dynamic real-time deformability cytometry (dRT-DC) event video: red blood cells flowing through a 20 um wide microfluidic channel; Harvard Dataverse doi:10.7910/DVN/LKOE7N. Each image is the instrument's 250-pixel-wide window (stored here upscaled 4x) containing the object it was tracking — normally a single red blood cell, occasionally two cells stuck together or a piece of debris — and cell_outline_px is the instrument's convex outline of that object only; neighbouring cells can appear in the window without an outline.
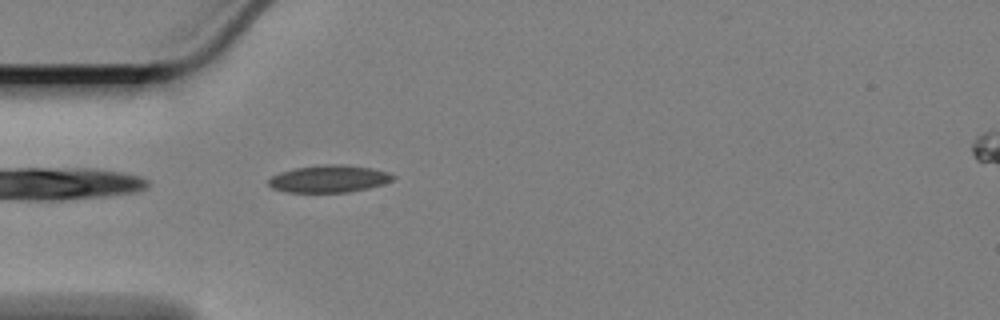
{"species": "Egyptian fruit bat (a non-hibernating species)", "species_latin": "Rousettus aegyptiacus", "temperature_condition": "cold", "stored_images_in_passage": 43, "camera_frame_rate_fps": 3000, "um_per_image_px": 0.085, "animal": {"sex": "female"}, "frame": {"image": 1, "passage_image": 1, "time_ms": 0.0, "image_size_px": [1000, 320], "cell_outline_px": [[396, 176], [392, 180], [384, 184], [368, 188], [348, 192], [288, 192], [272, 188], [268, 184], [268, 180], [272, 176], [280, 172], [296, 168], [324, 164], [340, 164], [372, 168], [388, 172]], "centroid_in_image_um": [27.98, 15.2], "position_along_channel_um": 57.0, "area_um2": 19.71}}
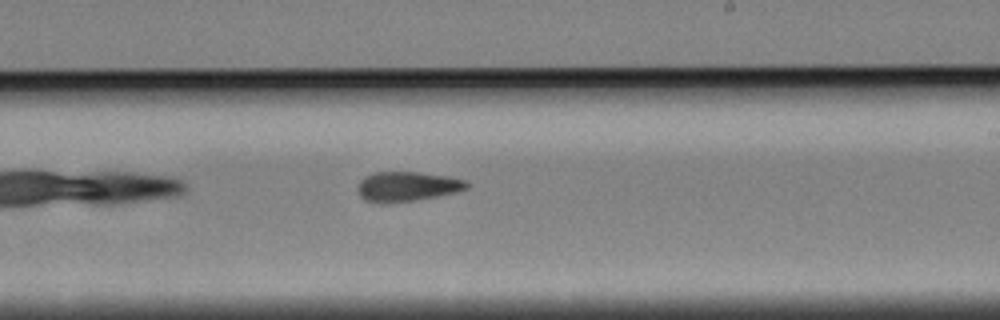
{"frame": {"image": 2, "passage_image": 19, "time_ms": 6.0, "image_size_px": [1000, 320], "cell_outline_px": [[468, 188], [456, 192], [416, 200], [368, 200], [360, 196], [360, 180], [364, 176], [376, 172], [420, 172], [448, 176], [464, 180], [468, 184]], "centroid_in_image_um": [34.68, 15.8], "position_along_channel_um": 254.3, "area_um2": 17.98}}
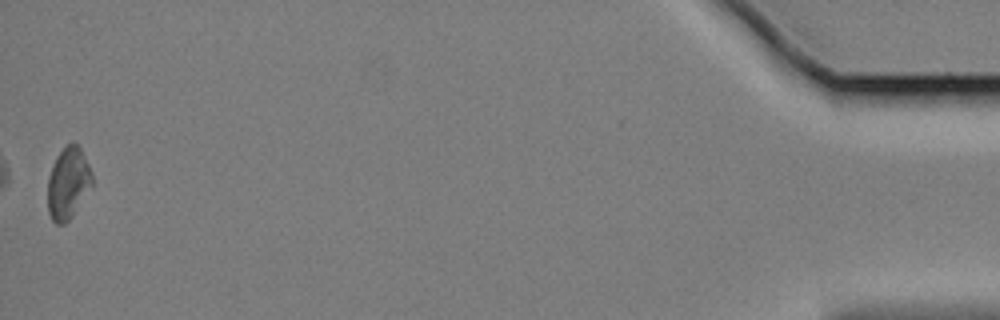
{"frame": {"image": 3, "passage_image": 43, "time_ms": 14.0, "image_size_px": [1000, 320], "cell_outline_px": [[92, 184], [72, 216], [64, 224], [56, 224], [52, 220], [48, 212], [48, 176], [52, 164], [56, 156], [64, 144], [76, 144], [80, 148], [92, 172]], "centroid_in_image_um": [5.76, 15.56], "position_along_channel_um": 429.4, "area_um2": 18.44}}